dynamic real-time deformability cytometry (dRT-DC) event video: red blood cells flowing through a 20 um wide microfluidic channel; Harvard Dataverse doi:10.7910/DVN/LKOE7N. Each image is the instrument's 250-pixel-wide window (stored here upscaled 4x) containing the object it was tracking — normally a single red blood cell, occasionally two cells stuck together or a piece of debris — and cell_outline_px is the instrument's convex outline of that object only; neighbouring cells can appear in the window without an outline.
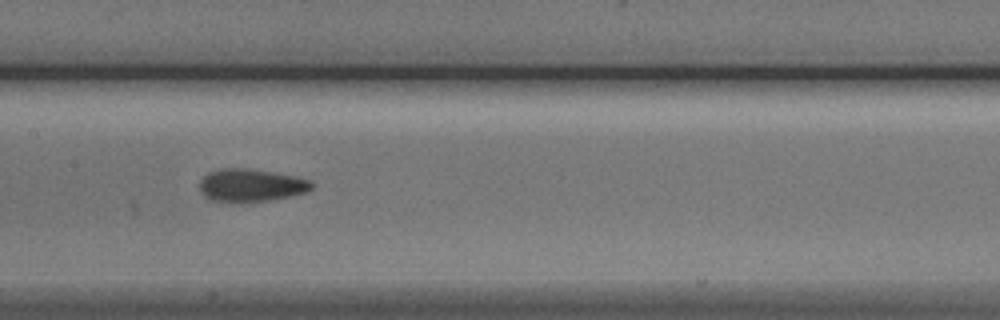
{"species": "Egyptian fruit bat (a non-hibernating species)", "species_latin": "Rousettus aegyptiacus", "temperature_condition": "cold", "stored_images_in_passage": 10, "camera_frame_rate_fps": 3000, "um_per_image_px": 0.085, "animal": {"sex": "male"}, "frame": {"image": 1, "passage_image": 7, "time_ms": 8.333, "image_size_px": [1000, 320], "cell_outline_px": [[312, 188], [308, 192], [268, 200], [212, 200], [204, 196], [200, 192], [200, 180], [208, 172], [220, 168], [248, 168], [296, 176], [312, 180]], "centroid_in_image_um": [21.34, 15.71], "position_along_channel_um": 186.1, "area_um2": 20.98}}
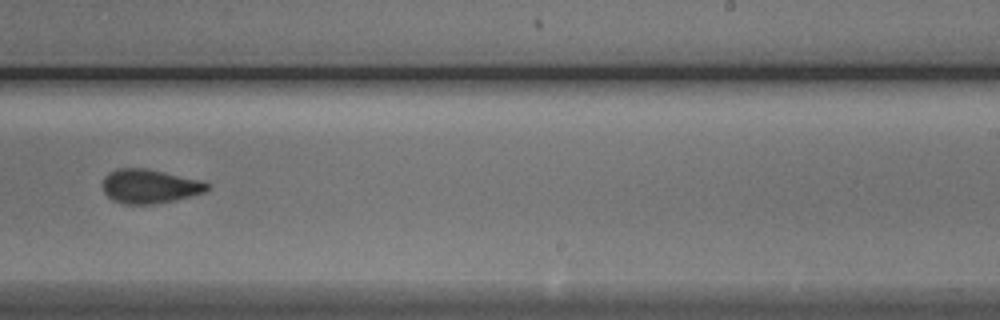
{"frame": {"image": 2, "passage_image": 9, "time_ms": 10.667, "image_size_px": [1000, 320], "cell_outline_px": [[208, 188], [204, 192], [176, 200], [152, 204], [124, 204], [112, 200], [104, 192], [104, 176], [108, 172], [116, 168], [144, 168], [204, 180], [208, 184]], "centroid_in_image_um": [12.72, 15.83], "position_along_channel_um": 276.3, "area_um2": 20.75}}
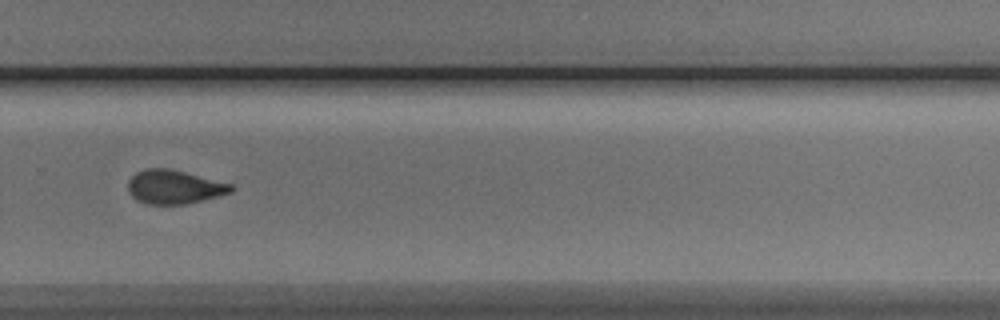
{"frame": {"image": 3, "passage_image": 10, "time_ms": 11.667, "image_size_px": [1000, 320], "cell_outline_px": [[236, 188], [232, 192], [184, 204], [144, 204], [136, 200], [128, 192], [128, 180], [136, 172], [144, 168], [168, 168], [232, 184]], "centroid_in_image_um": [14.76, 15.89], "position_along_channel_um": 315.0, "area_um2": 20.23}}